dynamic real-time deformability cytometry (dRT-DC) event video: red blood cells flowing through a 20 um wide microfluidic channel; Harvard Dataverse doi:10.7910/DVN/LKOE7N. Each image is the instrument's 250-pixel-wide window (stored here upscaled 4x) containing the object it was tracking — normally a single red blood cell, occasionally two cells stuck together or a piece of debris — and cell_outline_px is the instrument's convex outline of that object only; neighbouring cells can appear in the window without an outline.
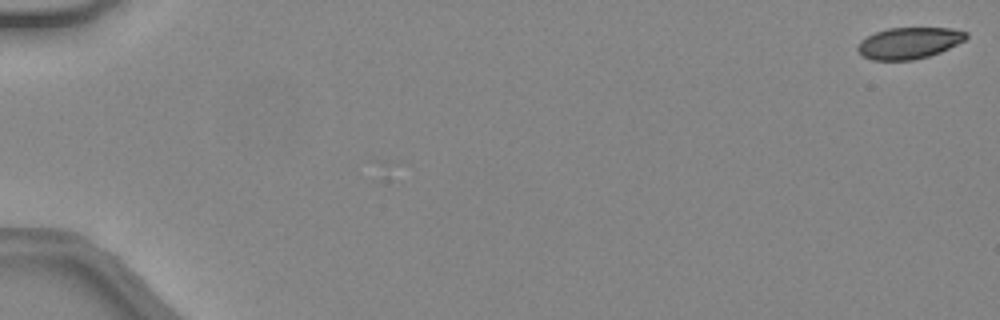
{"species": "common noctule bat (a hibernating species)", "species_latin": "Nyctalus noctula", "temperature_condition": "warm", "stored_images_in_passage": 8, "camera_frame_rate_fps": 3000, "um_per_image_px": 0.085, "animal": {"sex": "female", "body_mass_g": 24.6, "forearm_length_mm": 56.2}, "frame": {"image": 1, "passage_image": 1, "time_ms": 0.0, "image_size_px": [1000, 320], "cell_outline_px": [[968, 36], [964, 40], [940, 52], [928, 56], [912, 60], [872, 60], [864, 56], [856, 48], [860, 40], [876, 32], [888, 28], [952, 28], [968, 32]], "centroid_in_image_um": [77.26, 3.65], "position_along_channel_um": 7.7, "area_um2": 19.71}}